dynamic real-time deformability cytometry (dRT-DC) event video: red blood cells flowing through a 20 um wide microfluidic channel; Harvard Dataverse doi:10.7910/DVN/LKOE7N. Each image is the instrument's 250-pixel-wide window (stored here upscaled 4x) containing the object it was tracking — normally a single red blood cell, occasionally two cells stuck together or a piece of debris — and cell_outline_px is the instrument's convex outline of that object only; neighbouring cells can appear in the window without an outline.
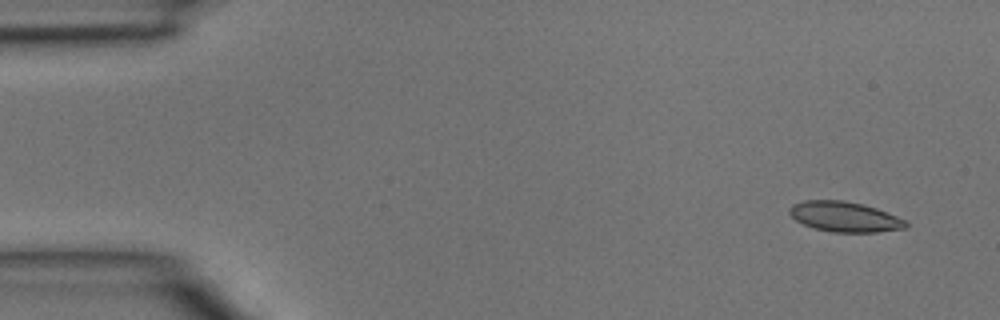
{"species": "common noctule bat (a hibernating species)", "species_latin": "Nyctalus noctula", "temperature_condition": "room temperature", "stored_images_in_passage": 3, "camera_frame_rate_fps": 3000, "um_per_image_px": 0.085, "animal": {"sex": "male", "body_mass_g": 15.6}, "frame": {"image": 1, "passage_image": 1, "time_ms": 0.0, "image_size_px": [1000, 320], "cell_outline_px": [[908, 228], [876, 232], [832, 232], [812, 228], [796, 220], [788, 212], [788, 208], [792, 204], [804, 200], [844, 200], [876, 208], [908, 220]], "centroid_in_image_um": [71.8, 18.43], "position_along_channel_um": 13.2, "area_um2": 20.63}}